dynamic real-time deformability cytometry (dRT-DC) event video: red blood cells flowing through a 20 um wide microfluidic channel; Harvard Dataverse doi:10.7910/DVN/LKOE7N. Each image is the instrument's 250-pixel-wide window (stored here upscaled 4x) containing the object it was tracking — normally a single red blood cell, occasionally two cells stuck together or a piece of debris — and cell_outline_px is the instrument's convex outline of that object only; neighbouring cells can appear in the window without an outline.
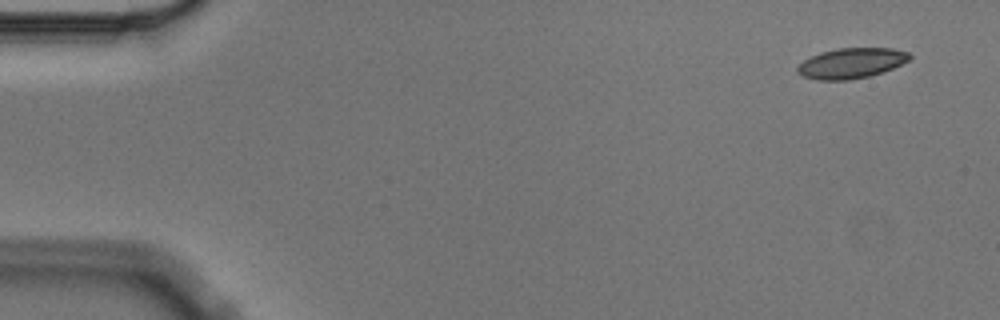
{"species": "Egyptian fruit bat (a non-hibernating species)", "species_latin": "Rousettus aegyptiacus", "temperature_condition": "cold", "stored_images_in_passage": 6, "camera_frame_rate_fps": 3000, "um_per_image_px": 0.085, "animal": {"sex": "male"}, "frame": {"image": 1, "passage_image": 1, "time_ms": 0.0, "image_size_px": [1000, 320], "cell_outline_px": [[912, 56], [908, 60], [892, 68], [868, 76], [848, 80], [816, 80], [804, 76], [796, 72], [796, 68], [804, 60], [820, 52], [836, 48], [892, 48], [908, 52]], "centroid_in_image_um": [72.33, 5.36], "position_along_channel_um": 12.7, "area_um2": 19.65}}
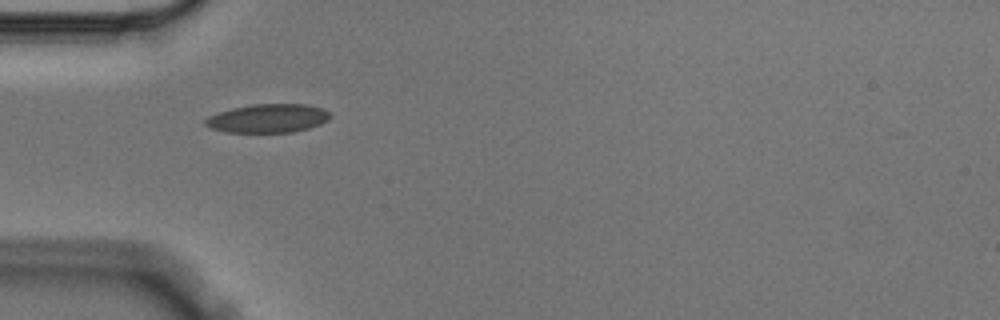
{"frame": {"image": 2, "passage_image": 5, "time_ms": 1.333, "image_size_px": [1000, 320], "cell_outline_px": [[332, 116], [328, 120], [320, 124], [308, 128], [292, 132], [228, 132], [208, 128], [204, 124], [204, 120], [208, 116], [232, 108], [252, 104], [308, 104], [324, 108], [332, 112]], "centroid_in_image_um": [22.81, 10.05], "position_along_channel_um": 62.2, "area_um2": 21.04}}
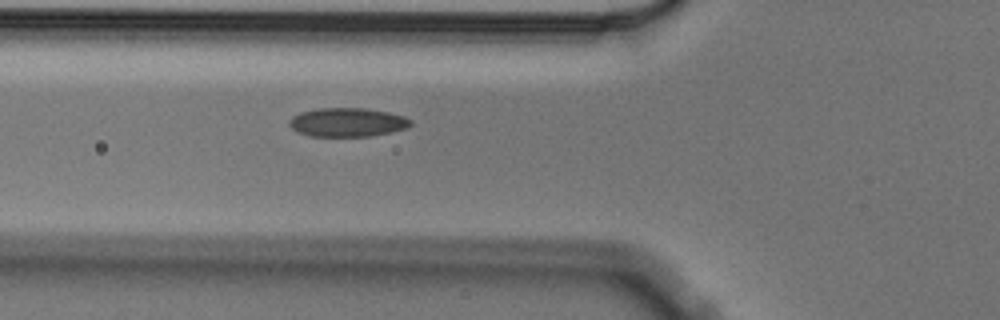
{"frame": {"image": 3, "passage_image": 6, "time_ms": 1.667, "image_size_px": [1000, 320], "cell_outline_px": [[412, 124], [408, 128], [368, 136], [308, 136], [296, 132], [288, 124], [288, 120], [292, 116], [300, 112], [320, 108], [364, 108], [388, 112], [404, 116], [412, 120]], "centroid_in_image_um": [29.5, 10.39], "position_along_channel_um": 96.3, "area_um2": 20.46}}